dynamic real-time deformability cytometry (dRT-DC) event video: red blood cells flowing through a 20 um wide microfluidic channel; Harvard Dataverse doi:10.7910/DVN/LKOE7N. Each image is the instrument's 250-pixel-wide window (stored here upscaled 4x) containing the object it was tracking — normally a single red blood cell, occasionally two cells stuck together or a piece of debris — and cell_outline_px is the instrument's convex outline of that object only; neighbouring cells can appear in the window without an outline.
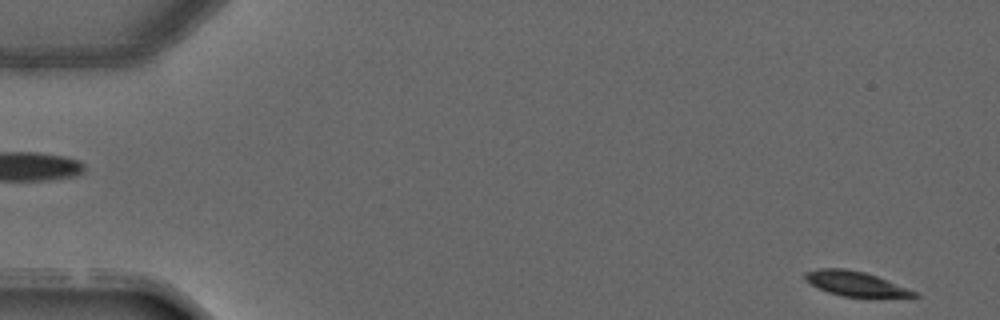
{"species": "common noctule bat (a hibernating species)", "species_latin": "Nyctalus noctula", "temperature_condition": "warm", "stored_images_in_passage": 4, "segment_of_instrument_passage": [2, 2], "camera_frame_rate_fps": 3000, "um_per_image_px": 0.085, "animal": {"sex": "male", "forearm_length_mm": 52.5}, "frame": {"image": 1, "passage_image": 4, "time_ms": 3.667, "image_size_px": [1000, 320], "cell_outline_px": [[920, 296], [844, 296], [828, 292], [812, 284], [804, 276], [804, 272], [820, 268], [844, 268], [864, 272], [876, 276], [920, 292]], "centroid_in_image_um": [72.74, 24.09], "position_along_channel_um": 12.3, "area_um2": 15.26}}